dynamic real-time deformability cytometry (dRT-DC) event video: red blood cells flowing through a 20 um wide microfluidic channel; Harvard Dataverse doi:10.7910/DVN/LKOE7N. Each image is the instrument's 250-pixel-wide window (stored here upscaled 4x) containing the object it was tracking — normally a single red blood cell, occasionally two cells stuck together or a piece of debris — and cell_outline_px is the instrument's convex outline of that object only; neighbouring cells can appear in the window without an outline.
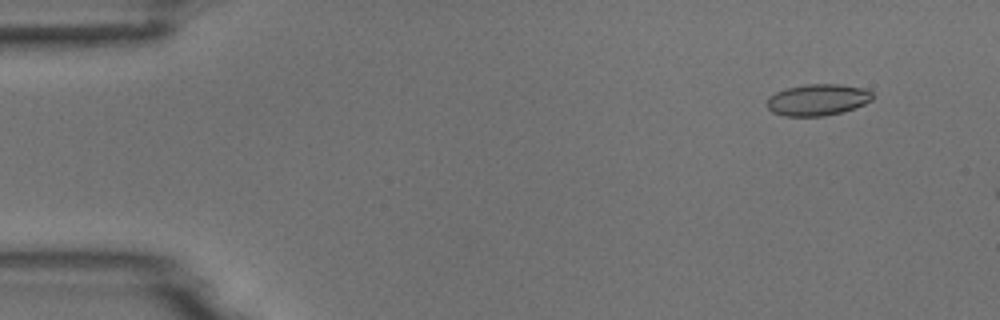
{"species": "common noctule bat (a hibernating species)", "species_latin": "Nyctalus noctula", "temperature_condition": "room temperature", "stored_images_in_passage": 5, "camera_frame_rate_fps": 3000, "um_per_image_px": 0.085, "animal": {"sex": "male", "body_mass_g": 18.8}, "frame": {"image": 1, "passage_image": 2, "time_ms": 1.0, "image_size_px": [1000, 320], "cell_outline_px": [[872, 100], [864, 104], [844, 112], [824, 116], [784, 116], [772, 112], [768, 108], [768, 96], [776, 92], [788, 88], [804, 84], [840, 84], [864, 88], [872, 92]], "centroid_in_image_um": [69.51, 8.48], "position_along_channel_um": 15.5, "area_um2": 19.42}}